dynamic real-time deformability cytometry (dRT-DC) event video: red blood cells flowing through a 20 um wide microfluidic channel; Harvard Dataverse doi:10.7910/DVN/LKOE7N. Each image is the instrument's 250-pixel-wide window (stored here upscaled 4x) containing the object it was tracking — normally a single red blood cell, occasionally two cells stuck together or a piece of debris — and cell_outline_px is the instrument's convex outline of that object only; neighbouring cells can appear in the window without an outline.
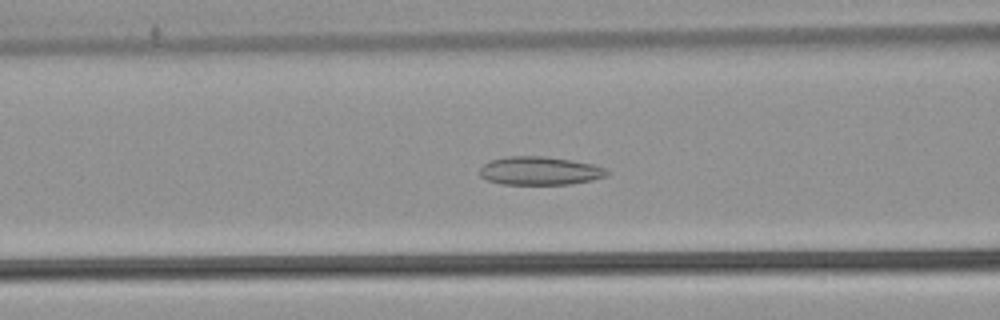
{"species": "common noctule bat (a hibernating species)", "species_latin": "Nyctalus noctula", "temperature_condition": "warm", "stored_images_in_passage": 54, "camera_frame_rate_fps": 3000, "um_per_image_px": 0.085, "animal": {"sex": "male", "body_mass_g": 21.5, "forearm_length_mm": 52.0}, "frame": {"image": 1, "passage_image": 22, "time_ms": 7.0, "image_size_px": [1000, 320], "cell_outline_px": [[612, 172], [604, 176], [592, 180], [568, 184], [500, 184], [488, 180], [480, 176], [480, 168], [484, 164], [492, 160], [508, 156], [544, 156], [572, 160], [592, 164], [604, 168]], "centroid_in_image_um": [45.88, 14.52], "position_along_channel_um": 120.7, "area_um2": 20.92}}
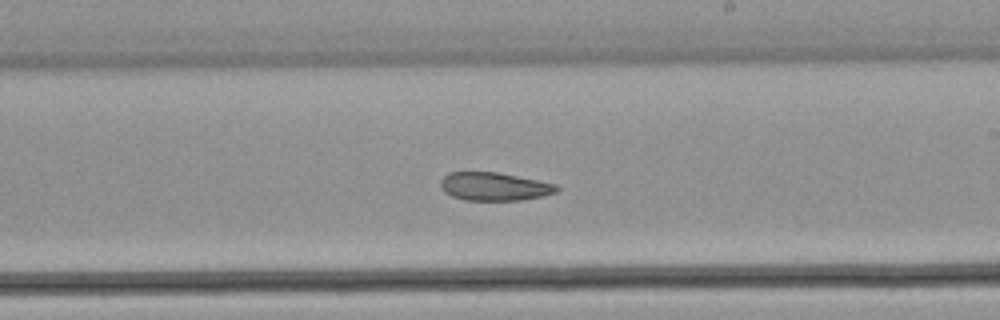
{"frame": {"image": 2, "passage_image": 32, "time_ms": 10.333, "image_size_px": [1000, 320], "cell_outline_px": [[560, 188], [556, 192], [544, 196], [520, 200], [464, 200], [452, 196], [444, 192], [440, 188], [440, 180], [448, 172], [496, 172], [556, 184]], "centroid_in_image_um": [41.98, 15.86], "position_along_channel_um": 247.0, "area_um2": 19.07}}
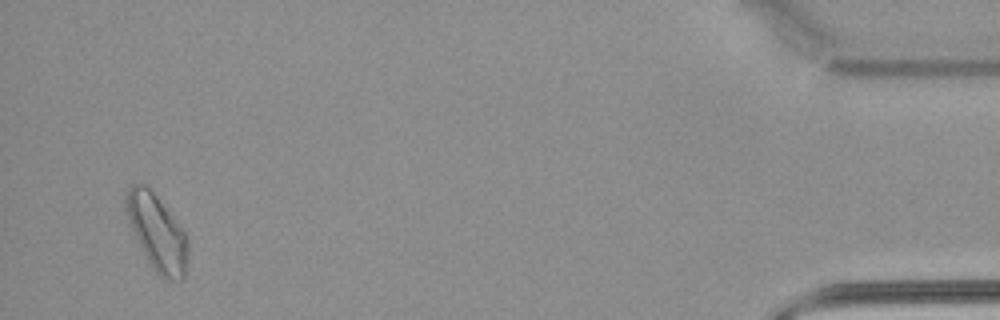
{"frame": {"image": 3, "passage_image": 52, "time_ms": 17.0, "image_size_px": [1000, 320], "cell_outline_px": [[188, 260], [184, 276], [180, 280], [164, 280], [152, 268], [140, 248], [124, 208], [124, 200], [128, 188], [132, 184], [144, 184], [156, 196], [188, 236]], "centroid_in_image_um": [13.35, 19.8], "position_along_channel_um": 421.9, "area_um2": 27.28}, "authors_computed_cell_mechanics": {"area_um2": 22.8599, "velocity_mm_per_s": 3.8072, "shape_relaxation_time_tau1_ms": null, "shape_relaxation_time_tau2_ms": 6.4175, "deformation_change_tau1": null, "deformation_change_tau2": 0.1273}}